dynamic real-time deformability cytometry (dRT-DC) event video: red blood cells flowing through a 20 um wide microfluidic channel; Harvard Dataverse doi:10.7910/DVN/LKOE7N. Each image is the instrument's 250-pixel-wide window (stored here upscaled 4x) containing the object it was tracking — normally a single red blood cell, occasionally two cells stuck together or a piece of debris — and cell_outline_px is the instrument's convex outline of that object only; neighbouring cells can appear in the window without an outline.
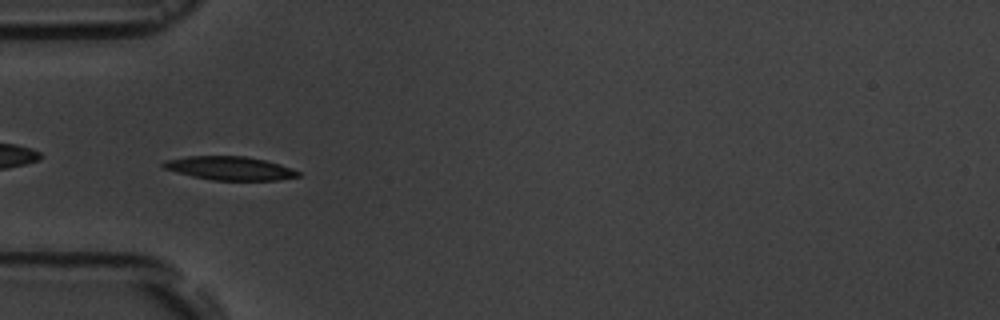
{"species": "common noctule bat (a hibernating species)", "species_latin": "Nyctalus noctula", "temperature_condition": "room temperature", "stored_images_in_passage": 8, "camera_frame_rate_fps": 3000, "um_per_image_px": 0.085, "animal": {"sex": "male", "body_mass_g": 19.5, "forearm_length_mm": 54.6}, "frame": {"image": 1, "passage_image": 7, "time_ms": 7.667, "image_size_px": [1000, 320], "cell_outline_px": [[300, 176], [276, 180], [212, 180], [192, 176], [176, 172], [164, 168], [160, 164], [164, 160], [188, 156], [244, 156], [264, 160], [280, 164], [300, 172]], "centroid_in_image_um": [19.5, 14.3], "position_along_channel_um": 65.5, "area_um2": 18.44}}
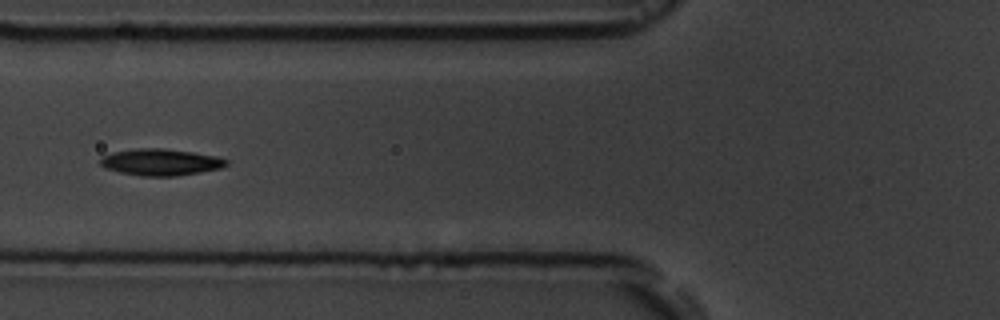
{"frame": {"image": 2, "passage_image": 8, "time_ms": 9.0, "image_size_px": [1000, 320], "cell_outline_px": [[228, 164], [220, 168], [200, 172], [176, 176], [140, 176], [120, 172], [104, 168], [100, 164], [100, 160], [104, 156], [112, 152], [136, 148], [164, 148], [192, 152], [216, 156], [228, 160]], "centroid_in_image_um": [13.64, 13.78], "position_along_channel_um": 112.2, "area_um2": 19.54}}